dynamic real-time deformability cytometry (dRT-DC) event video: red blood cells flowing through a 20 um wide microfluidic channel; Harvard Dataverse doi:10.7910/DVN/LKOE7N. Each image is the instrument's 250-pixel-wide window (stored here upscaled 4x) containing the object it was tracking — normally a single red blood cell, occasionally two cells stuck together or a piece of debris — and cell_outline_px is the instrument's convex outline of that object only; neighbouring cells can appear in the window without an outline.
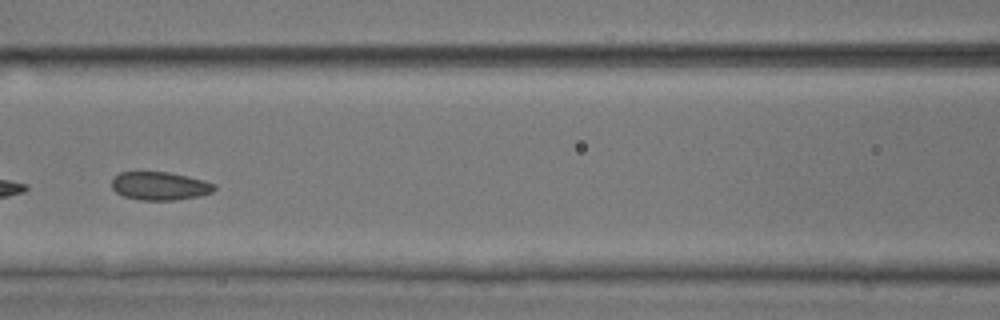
{"species": "common noctule bat (a hibernating species)", "species_latin": "Nyctalus noctula", "temperature_condition": "room temperature", "stored_images_in_passage": 16, "camera_frame_rate_fps": 3000, "um_per_image_px": 0.085, "animal": {"sex": "male", "body_mass_g": 17.9, "forearm_length_mm": 54.2}, "frame": {"image": 1, "passage_image": 12, "time_ms": 3.667, "image_size_px": [1000, 320], "cell_outline_px": [[216, 188], [212, 192], [200, 196], [176, 200], [140, 200], [124, 196], [116, 192], [112, 188], [112, 180], [120, 172], [168, 172], [188, 176], [204, 180], [216, 184]], "centroid_in_image_um": [13.61, 15.81], "position_along_channel_um": 153.0, "area_um2": 16.94}}